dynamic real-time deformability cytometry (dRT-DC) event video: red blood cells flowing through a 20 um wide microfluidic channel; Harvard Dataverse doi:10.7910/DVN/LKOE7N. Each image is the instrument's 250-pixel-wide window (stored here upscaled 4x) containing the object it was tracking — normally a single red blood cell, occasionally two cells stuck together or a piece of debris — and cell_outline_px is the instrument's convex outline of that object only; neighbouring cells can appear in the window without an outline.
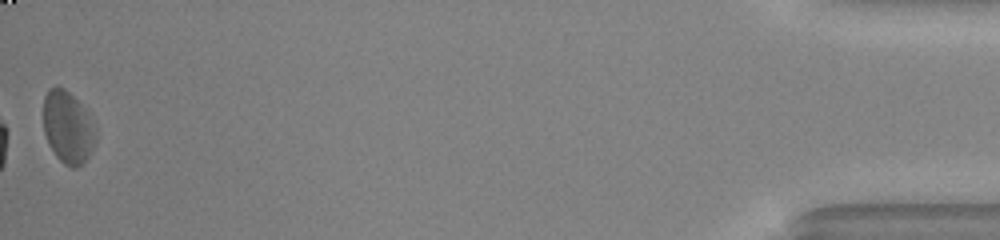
{"species": "common noctule bat (a hibernating species)", "species_latin": "Nyctalus noctula", "temperature_condition": "warm", "stored_images_in_passage": 38, "camera_frame_rate_fps": 3000, "um_per_image_px": 0.085, "animal": {"sex": "male", "body_mass_g": 20.0, "forearm_length_mm": 53.3}, "frame": {"image": 1, "passage_image": 38, "time_ms": 12.333, "image_size_px": [1000, 240], "cell_outline_px": [[96, 140], [84, 164], [76, 168], [72, 168], [64, 164], [56, 156], [48, 144], [44, 132], [44, 96], [48, 88], [56, 84], [64, 88], [80, 104], [92, 124], [96, 136]], "centroid_in_image_um": [5.73, 10.83], "position_along_channel_um": 429.5, "area_um2": 21.79}, "authors_computed_cell_mechanics": {"area_um2": 20.4901, "velocity_mm_per_s": 4.0723, "shape_relaxation_time_tau1_ms": null, "shape_relaxation_time_tau2_ms": 3.5168, "deformation_change_tau1": null, "deformation_change_tau2": 0.1346}}